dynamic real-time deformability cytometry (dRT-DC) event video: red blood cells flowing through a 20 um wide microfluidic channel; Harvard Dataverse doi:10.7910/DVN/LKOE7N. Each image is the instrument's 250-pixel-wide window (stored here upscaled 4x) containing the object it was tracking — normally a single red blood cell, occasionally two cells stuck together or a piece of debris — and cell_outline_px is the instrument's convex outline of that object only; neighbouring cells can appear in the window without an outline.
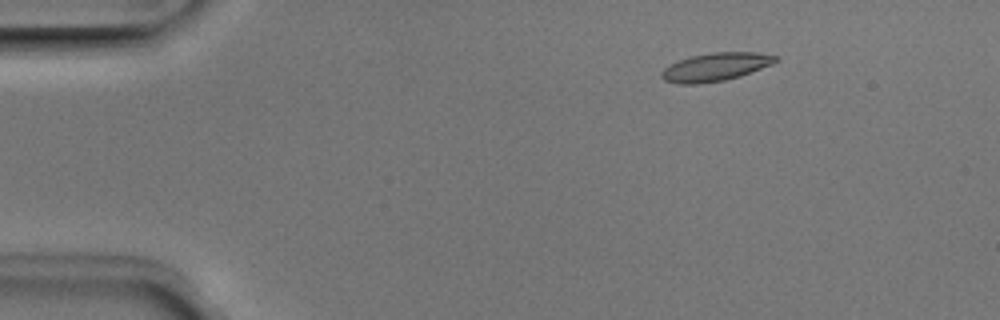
{"species": "Egyptian fruit bat (a non-hibernating species)", "species_latin": "Rousettus aegyptiacus", "temperature_condition": "room temperature", "stored_images_in_passage": 52, "camera_frame_rate_fps": 3000, "um_per_image_px": 0.085, "animal": {"sex": "male"}, "frame": {"image": 1, "passage_image": 8, "time_ms": 2.333, "image_size_px": [1000, 320], "cell_outline_px": [[776, 60], [772, 64], [740, 76], [724, 80], [696, 84], [676, 84], [664, 80], [660, 76], [660, 72], [664, 68], [680, 60], [692, 56], [712, 52], [756, 52], [776, 56]], "centroid_in_image_um": [60.78, 5.7], "position_along_channel_um": 24.2, "area_um2": 18.5}}
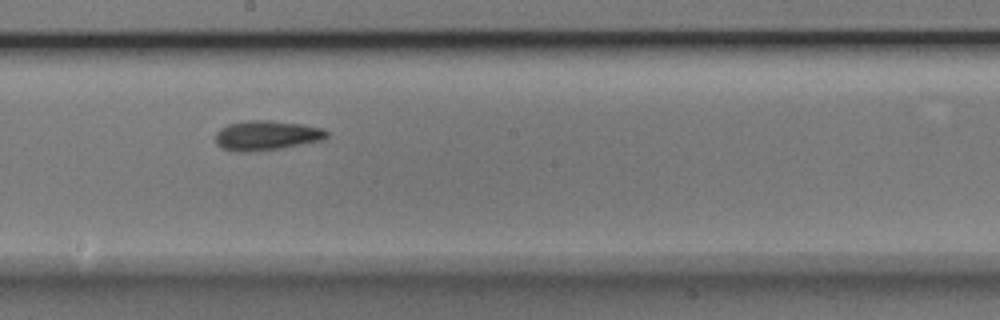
{"frame": {"image": 2, "passage_image": 29, "time_ms": 9.333, "image_size_px": [1000, 320], "cell_outline_px": [[328, 136], [320, 140], [280, 148], [244, 152], [236, 152], [220, 148], [216, 144], [216, 132], [220, 128], [228, 124], [244, 120], [268, 120], [304, 124], [324, 128], [328, 132]], "centroid_in_image_um": [22.62, 11.5], "position_along_channel_um": 225.6, "area_um2": 19.31}}
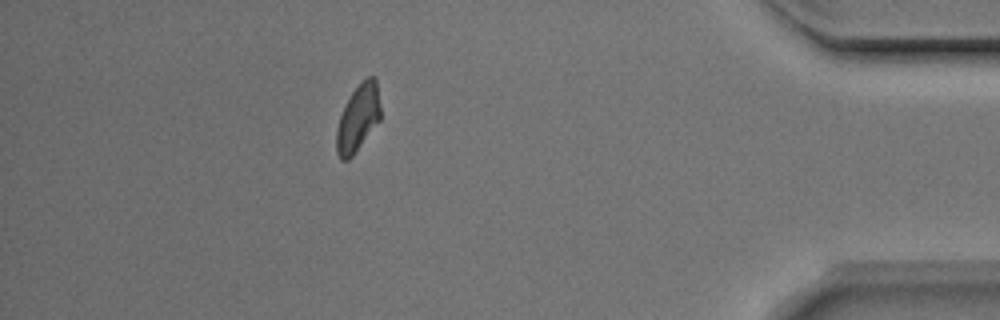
{"frame": {"image": 3, "passage_image": 46, "time_ms": 15.0, "image_size_px": [1000, 320], "cell_outline_px": [[380, 120], [352, 156], [348, 160], [340, 160], [336, 152], [336, 128], [340, 116], [352, 92], [368, 76], [376, 76], [380, 104]], "centroid_in_image_um": [30.43, 10.05], "position_along_channel_um": 404.8, "area_um2": 16.99}, "authors_computed_cell_mechanics": {"area_um2": 18.207, "velocity_mm_per_s": 3.9572, "shape_relaxation_time_tau1_ms": 4.0707, "shape_relaxation_time_tau2_ms": 3.0968, "deformation_change_tau1": 0.1244, "deformation_change_tau2": 0.0949}}